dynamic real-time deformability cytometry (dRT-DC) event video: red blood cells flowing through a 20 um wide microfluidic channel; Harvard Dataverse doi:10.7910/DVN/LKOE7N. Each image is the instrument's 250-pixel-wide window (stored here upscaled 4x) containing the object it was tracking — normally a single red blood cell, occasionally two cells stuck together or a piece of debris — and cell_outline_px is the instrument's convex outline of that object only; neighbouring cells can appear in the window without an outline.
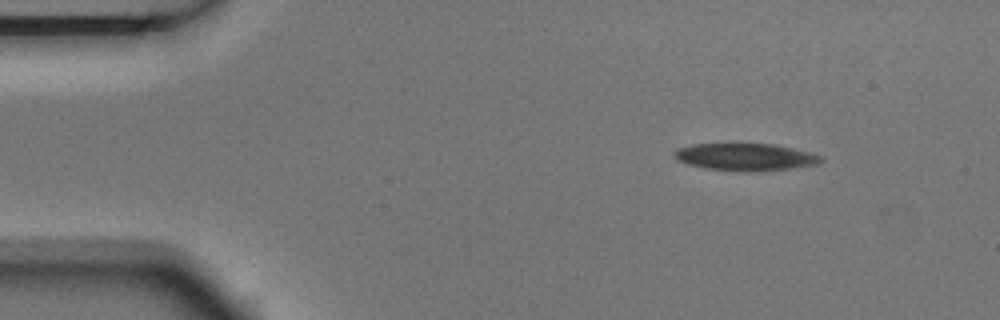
{"species": "Egyptian fruit bat (a non-hibernating species)", "species_latin": "Rousettus aegyptiacus", "temperature_condition": "room temperature", "stored_images_in_passage": 9, "camera_frame_rate_fps": 3000, "um_per_image_px": 0.085, "animal": {"sex": "male"}, "frame": {"image": 1, "passage_image": 1, "time_ms": 0.0, "image_size_px": [1000, 320], "cell_outline_px": [[824, 160], [820, 164], [792, 168], [760, 172], [736, 172], [704, 168], [688, 164], [680, 160], [672, 152], [676, 148], [692, 144], [732, 140], [776, 144], [824, 156]], "centroid_in_image_um": [63.35, 13.3], "position_along_channel_um": 21.7, "area_um2": 24.85}}
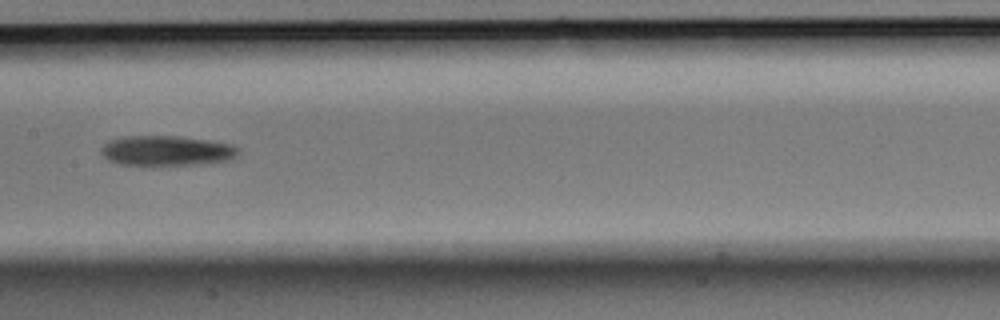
{"frame": {"image": 2, "passage_image": 6, "time_ms": 1.667, "image_size_px": [1000, 320], "cell_outline_px": [[240, 152], [236, 156], [228, 160], [200, 164], [120, 164], [108, 160], [100, 152], [100, 148], [108, 140], [128, 136], [176, 136], [212, 140], [232, 144], [240, 148]], "centroid_in_image_um": [14.19, 12.79], "position_along_channel_um": 193.2, "area_um2": 23.93}}
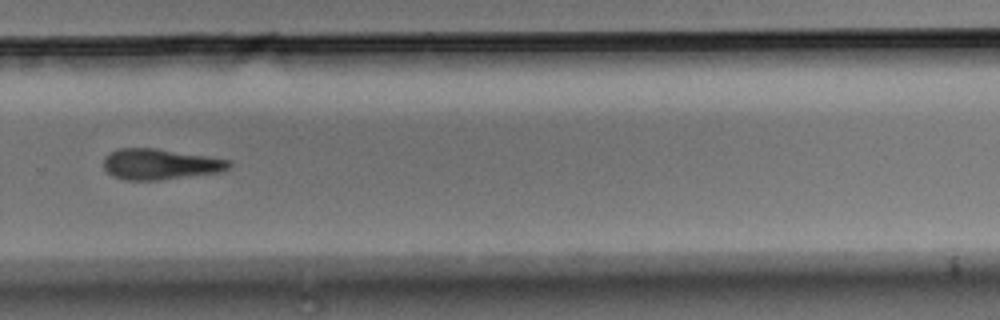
{"frame": {"image": 3, "passage_image": 9, "time_ms": 2.667, "image_size_px": [1000, 320], "cell_outline_px": [[232, 164], [228, 168], [220, 172], [156, 180], [128, 180], [112, 176], [104, 168], [104, 156], [120, 148], [156, 148], [232, 160]], "centroid_in_image_um": [13.61, 13.95], "position_along_channel_um": 316.2, "area_um2": 22.31}}